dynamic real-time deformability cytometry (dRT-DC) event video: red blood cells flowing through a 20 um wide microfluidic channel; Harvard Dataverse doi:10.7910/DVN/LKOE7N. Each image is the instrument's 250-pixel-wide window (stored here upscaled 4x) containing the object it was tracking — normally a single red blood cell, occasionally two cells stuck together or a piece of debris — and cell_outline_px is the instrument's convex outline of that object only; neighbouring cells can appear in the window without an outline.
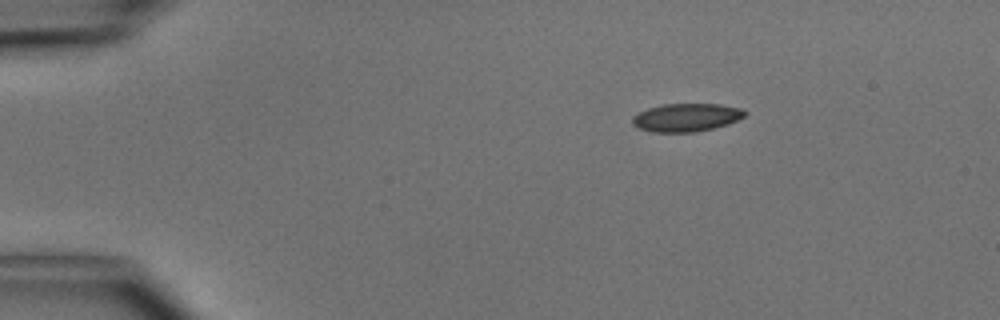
{"species": "common noctule bat (a hibernating species)", "species_latin": "Nyctalus noctula", "temperature_condition": "cold", "stored_images_in_passage": 42, "camera_frame_rate_fps": 3000, "um_per_image_px": 0.085, "animal": {"sex": "male", "body_mass_g": 15.6}, "frame": {"image": 1, "passage_image": 1, "time_ms": 0.0, "image_size_px": [1000, 320], "cell_outline_px": [[748, 112], [744, 116], [728, 124], [696, 132], [652, 132], [640, 128], [632, 124], [632, 116], [636, 112], [648, 108], [664, 104], [720, 104], [740, 108]], "centroid_in_image_um": [58.31, 9.98], "position_along_channel_um": 26.7, "area_um2": 18.44}}
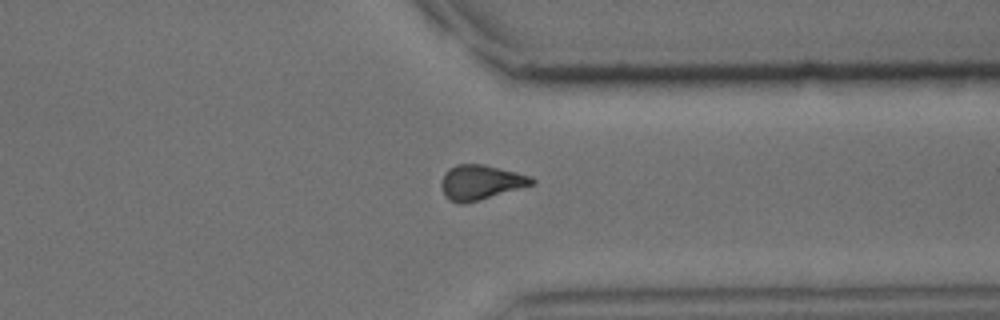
{"frame": {"image": 2, "passage_image": 31, "time_ms": 10.0, "image_size_px": [1000, 320], "cell_outline_px": [[536, 184], [480, 200], [464, 204], [460, 204], [452, 200], [444, 192], [440, 184], [444, 172], [448, 168], [456, 164], [484, 164], [532, 176], [536, 180]], "centroid_in_image_um": [40.9, 15.48], "position_along_channel_um": 370.5, "area_um2": 18.44}}
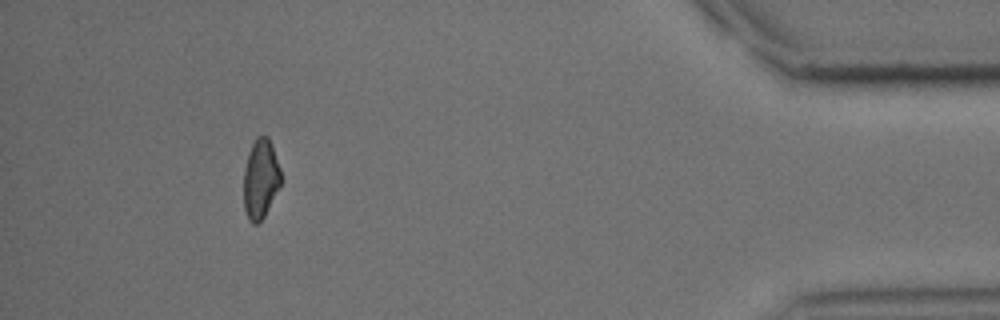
{"frame": {"image": 3, "passage_image": 38, "time_ms": 12.333, "image_size_px": [1000, 320], "cell_outline_px": [[280, 184], [264, 216], [256, 224], [252, 224], [248, 220], [244, 208], [244, 168], [248, 152], [256, 136], [268, 136], [280, 168]], "centroid_in_image_um": [22.12, 15.2], "position_along_channel_um": 413.1, "area_um2": 16.99}, "authors_computed_cell_mechanics": {"area_um2": 18.5249, "velocity_mm_per_s": 4.1352, "shape_relaxation_time_tau1_ms": 2.9235, "shape_relaxation_time_tau2_ms": null, "deformation_change_tau1": 0.1184, "deformation_change_tau2": null}}